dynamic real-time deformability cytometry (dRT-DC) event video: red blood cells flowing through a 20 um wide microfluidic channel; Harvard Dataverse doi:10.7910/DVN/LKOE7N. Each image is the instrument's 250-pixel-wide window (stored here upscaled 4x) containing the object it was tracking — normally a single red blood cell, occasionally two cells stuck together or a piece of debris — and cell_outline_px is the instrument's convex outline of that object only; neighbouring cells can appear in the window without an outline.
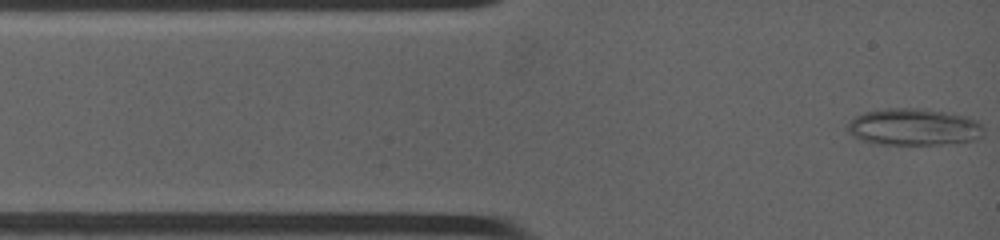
{"species": "common noctule bat (a hibernating species)", "species_latin": "Nyctalus noctula", "temperature_condition": "warm", "stored_images_in_passage": 2, "camera_frame_rate_fps": 4500, "um_per_image_px": 0.085, "animal": {"sex": "female", "body_mass_g": 19.0, "forearm_length_mm": 53.3}, "frame": {"image": 1, "passage_image": 2, "time_ms": 0.667, "image_size_px": [1000, 240], "cell_outline_px": [[984, 128], [980, 136], [972, 140], [940, 144], [880, 144], [864, 140], [856, 136], [848, 128], [848, 120], [864, 112], [888, 108], [916, 108], [944, 112], [964, 116], [976, 120]], "centroid_in_image_um": [77.66, 10.78], "position_along_channel_um": 7.3, "area_um2": 28.61}}